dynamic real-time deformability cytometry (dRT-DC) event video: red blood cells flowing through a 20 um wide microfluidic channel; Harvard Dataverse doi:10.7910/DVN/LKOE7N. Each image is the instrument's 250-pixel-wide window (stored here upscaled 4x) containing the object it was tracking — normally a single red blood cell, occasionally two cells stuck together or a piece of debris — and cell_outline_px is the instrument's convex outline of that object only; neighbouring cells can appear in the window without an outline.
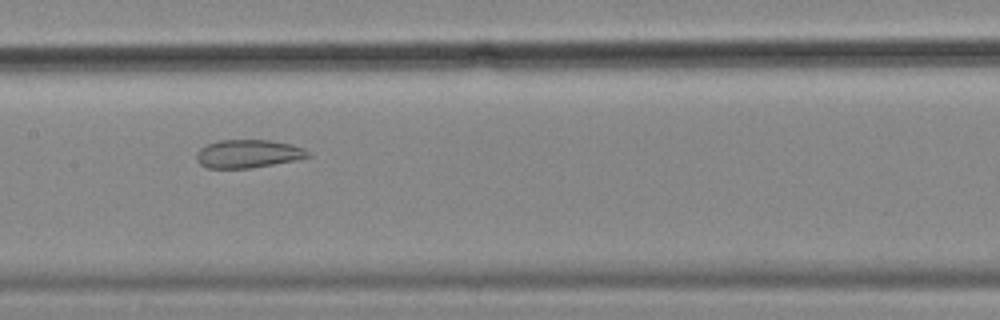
{"species": "common noctule bat (a hibernating species)", "species_latin": "Nyctalus noctula", "temperature_condition": "cold", "stored_images_in_passage": 42, "camera_frame_rate_fps": 3000, "um_per_image_px": 0.085, "animal": {"sex": "female", "body_mass_g": 18.4}, "frame": {"image": 1, "passage_image": 12, "time_ms": 3.667, "image_size_px": [1000, 320], "cell_outline_px": [[312, 156], [296, 160], [252, 168], [208, 168], [200, 164], [196, 160], [196, 152], [200, 148], [208, 144], [220, 140], [272, 140], [292, 144], [304, 148], [312, 152]], "centroid_in_image_um": [21.13, 13.07], "position_along_channel_um": 186.3, "area_um2": 18.55}}
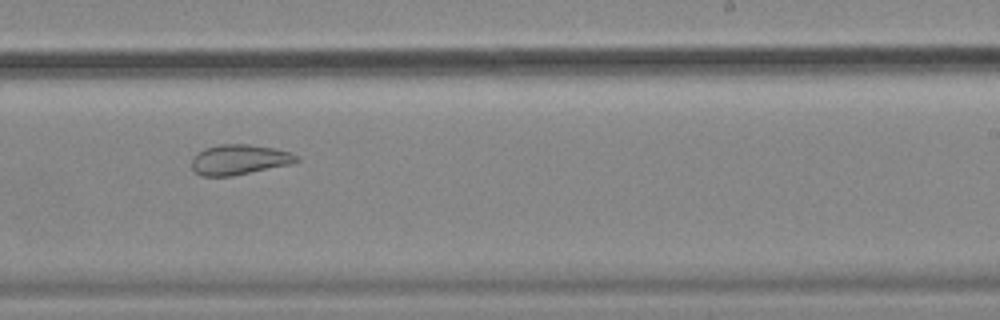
{"frame": {"image": 2, "passage_image": 19, "time_ms": 6.0, "image_size_px": [1000, 320], "cell_outline_px": [[300, 160], [292, 164], [232, 176], [200, 176], [192, 168], [192, 160], [204, 148], [220, 144], [248, 144], [276, 148], [300, 156]], "centroid_in_image_um": [20.38, 13.57], "position_along_channel_um": 268.6, "area_um2": 18.44}}
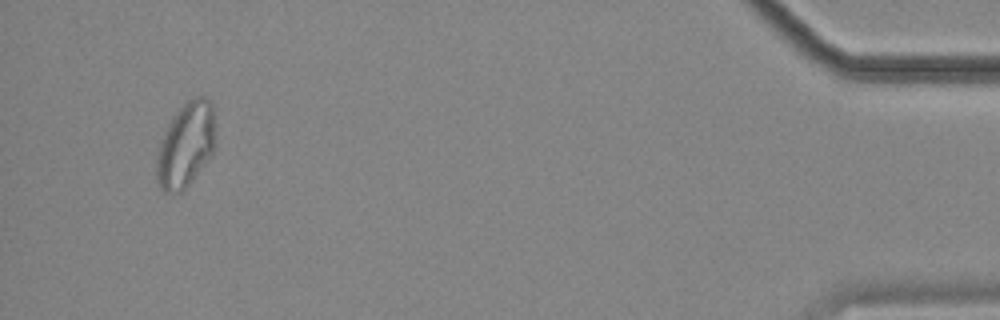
{"frame": {"image": 3, "passage_image": 38, "time_ms": 12.333, "image_size_px": [1000, 320], "cell_outline_px": [[216, 140], [212, 156], [192, 180], [180, 192], [164, 192], [160, 188], [156, 180], [156, 152], [160, 140], [168, 124], [176, 112], [192, 96], [204, 96], [212, 104]], "centroid_in_image_um": [15.79, 12.32], "position_along_channel_um": 419.4, "area_um2": 29.36}}